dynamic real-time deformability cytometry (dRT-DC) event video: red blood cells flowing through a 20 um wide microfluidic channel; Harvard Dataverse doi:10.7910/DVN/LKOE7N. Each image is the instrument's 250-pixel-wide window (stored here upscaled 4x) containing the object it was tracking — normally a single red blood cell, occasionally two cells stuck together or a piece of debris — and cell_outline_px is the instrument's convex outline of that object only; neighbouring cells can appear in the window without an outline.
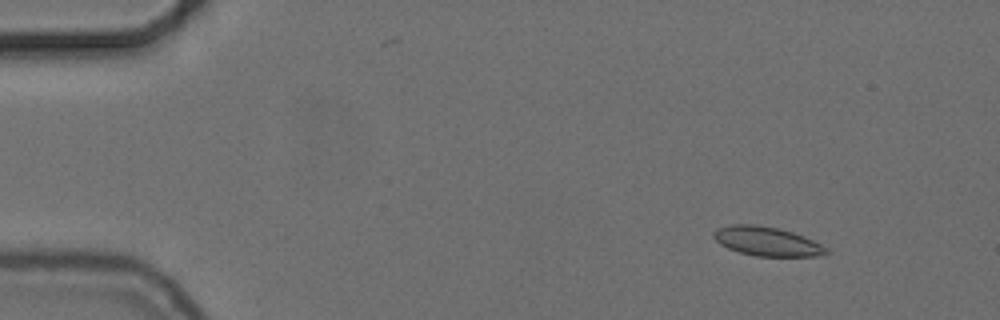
{"species": "common noctule bat (a hibernating species)", "species_latin": "Nyctalus noctula", "temperature_condition": "cold", "stored_images_in_passage": 56, "camera_frame_rate_fps": 3000, "um_per_image_px": 0.085, "animal": {"sex": "female", "body_mass_g": 24.6, "forearm_length_mm": 56.2}, "frame": {"image": 1, "passage_image": 7, "time_ms": 2.0, "image_size_px": [1000, 320], "cell_outline_px": [[828, 256], [756, 256], [740, 252], [728, 248], [720, 244], [712, 236], [712, 232], [720, 228], [732, 224], [756, 224], [776, 228], [792, 232], [804, 236], [828, 248]], "centroid_in_image_um": [65.21, 20.52], "position_along_channel_um": 19.8, "area_um2": 19.07}}
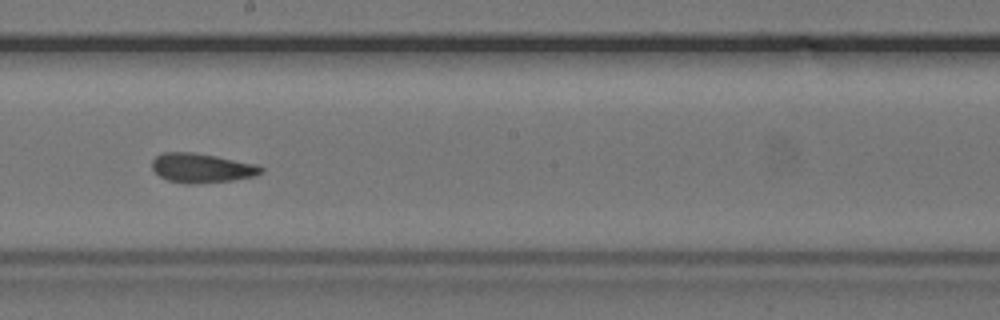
{"frame": {"image": 2, "passage_image": 32, "time_ms": 10.333, "image_size_px": [1000, 320], "cell_outline_px": [[264, 172], [256, 176], [232, 180], [188, 184], [184, 184], [168, 180], [160, 176], [152, 168], [152, 160], [160, 152], [192, 152], [216, 156], [256, 164], [264, 168]], "centroid_in_image_um": [17.14, 14.27], "position_along_channel_um": 231.1, "area_um2": 18.67}}
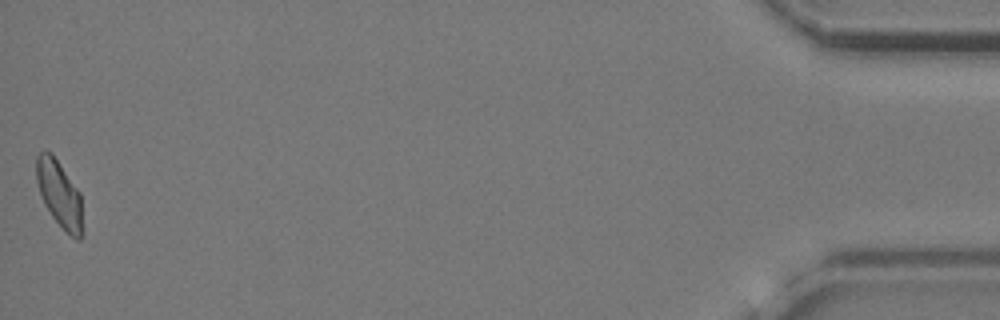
{"frame": {"image": 3, "passage_image": 56, "time_ms": 18.333, "image_size_px": [1000, 320], "cell_outline_px": [[84, 236], [80, 240], [76, 240], [52, 216], [44, 204], [36, 180], [36, 156], [40, 152], [52, 152], [80, 192]], "centroid_in_image_um": [5.07, 16.5], "position_along_channel_um": 430.1, "area_um2": 17.98}, "authors_computed_cell_mechanics": {"area_um2": 18.6694, "velocity_mm_per_s": 3.7032, "shape_relaxation_time_tau1_ms": 7.0557, "shape_relaxation_time_tau2_ms": 1.6362, "deformation_change_tau1": 0.1676, "deformation_change_tau2": 0.0767}}